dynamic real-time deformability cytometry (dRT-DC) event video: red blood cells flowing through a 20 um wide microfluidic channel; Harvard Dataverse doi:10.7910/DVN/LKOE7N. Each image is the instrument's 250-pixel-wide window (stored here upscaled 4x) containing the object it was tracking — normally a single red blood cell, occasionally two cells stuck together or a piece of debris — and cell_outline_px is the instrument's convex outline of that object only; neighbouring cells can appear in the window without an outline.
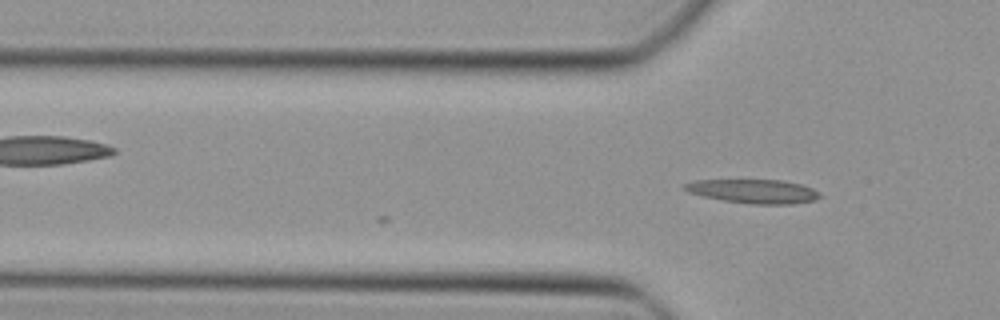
{"species": "Egyptian fruit bat (a non-hibernating species)", "species_latin": "Rousettus aegyptiacus", "temperature_condition": "cold", "stored_images_in_passage": 3, "camera_frame_rate_fps": 3000, "um_per_image_px": 0.085, "animal": {"sex": "female"}, "frame": {"image": 1, "passage_image": 3, "time_ms": 0.667, "image_size_px": [1000, 320], "cell_outline_px": [[824, 196], [812, 200], [792, 204], [752, 204], [724, 200], [704, 196], [688, 192], [684, 188], [684, 184], [692, 180], [780, 180], [800, 184], [812, 188], [820, 192]], "centroid_in_image_um": [64.07, 16.25], "position_along_channel_um": 61.7, "area_um2": 18.73}}